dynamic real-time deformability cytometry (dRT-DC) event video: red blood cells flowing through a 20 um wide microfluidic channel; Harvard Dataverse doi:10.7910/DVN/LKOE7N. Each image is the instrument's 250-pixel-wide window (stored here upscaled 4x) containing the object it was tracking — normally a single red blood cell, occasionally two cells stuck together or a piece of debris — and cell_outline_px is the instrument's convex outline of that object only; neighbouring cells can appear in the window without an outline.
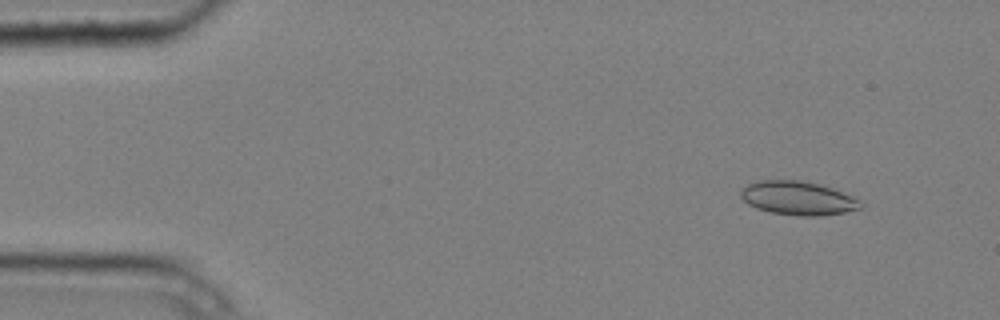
{"species": "common noctule bat (a hibernating species)", "species_latin": "Nyctalus noctula", "temperature_condition": "cold", "stored_images_in_passage": 5, "camera_frame_rate_fps": 3000, "um_per_image_px": 0.085, "animal": {"sex": "male", "body_mass_g": 20.4}, "frame": {"image": 1, "passage_image": 2, "time_ms": 0.333, "image_size_px": [1000, 320], "cell_outline_px": [[864, 204], [860, 208], [844, 212], [820, 216], [796, 216], [772, 212], [756, 208], [748, 204], [740, 196], [740, 192], [748, 184], [756, 180], [800, 180], [820, 184], [832, 188], [852, 196], [860, 200]], "centroid_in_image_um": [67.82, 16.84], "position_along_channel_um": 17.2, "area_um2": 23.58}}
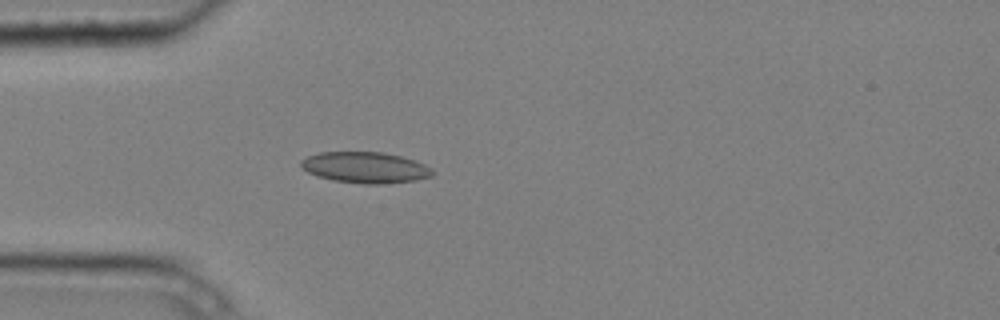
{"frame": {"image": 2, "passage_image": 5, "time_ms": 1.333, "image_size_px": [1000, 320], "cell_outline_px": [[432, 176], [416, 180], [380, 184], [364, 184], [332, 180], [316, 176], [308, 172], [300, 164], [300, 160], [308, 156], [320, 152], [384, 152], [400, 156], [424, 164], [432, 168]], "centroid_in_image_um": [31.03, 14.24], "position_along_channel_um": 54.0, "area_um2": 23.7}}